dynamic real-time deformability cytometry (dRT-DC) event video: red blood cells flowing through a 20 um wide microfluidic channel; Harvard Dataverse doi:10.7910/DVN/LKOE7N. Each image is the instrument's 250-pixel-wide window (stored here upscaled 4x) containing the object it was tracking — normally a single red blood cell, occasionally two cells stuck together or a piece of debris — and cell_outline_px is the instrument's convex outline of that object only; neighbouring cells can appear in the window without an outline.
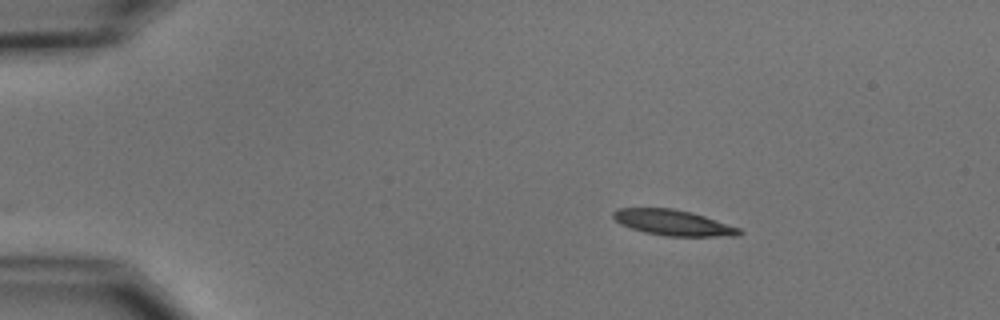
{"species": "common noctule bat (a hibernating species)", "species_latin": "Nyctalus noctula", "temperature_condition": "cold", "stored_images_in_passage": 2, "camera_frame_rate_fps": 3000, "um_per_image_px": 0.085, "animal": {"sex": "male", "body_mass_g": 15.6}, "frame": {"image": 1, "passage_image": 2, "time_ms": 1.333, "image_size_px": [1000, 320], "cell_outline_px": [[744, 232], [736, 236], [668, 236], [644, 232], [620, 224], [612, 216], [612, 212], [616, 208], [672, 208], [692, 212], [740, 228]], "centroid_in_image_um": [57.21, 18.92], "position_along_channel_um": 27.8, "area_um2": 18.79}}